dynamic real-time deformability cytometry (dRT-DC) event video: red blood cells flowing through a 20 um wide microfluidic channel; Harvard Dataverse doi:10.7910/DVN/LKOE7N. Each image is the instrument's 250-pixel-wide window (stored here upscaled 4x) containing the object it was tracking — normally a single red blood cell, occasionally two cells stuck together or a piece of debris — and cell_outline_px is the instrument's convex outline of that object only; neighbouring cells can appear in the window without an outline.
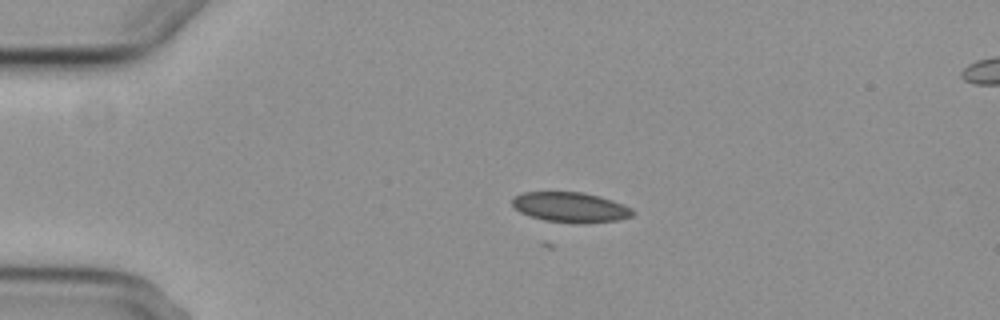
{"species": "common noctule bat (a hibernating species)", "species_latin": "Nyctalus noctula", "temperature_condition": "cold", "stored_images_in_passage": 6, "camera_frame_rate_fps": 3000, "um_per_image_px": 0.085, "animal": {"sex": "female", "body_mass_g": 29.2, "forearm_length_mm": 56.3}, "frame": {"image": 1, "passage_image": 2, "time_ms": 1.333, "image_size_px": [1000, 320], "cell_outline_px": [[636, 212], [632, 216], [620, 220], [580, 224], [544, 220], [520, 212], [512, 204], [512, 196], [524, 192], [584, 192], [600, 196], [612, 200], [632, 208]], "centroid_in_image_um": [48.52, 17.62], "position_along_channel_um": 36.5, "area_um2": 21.27}}
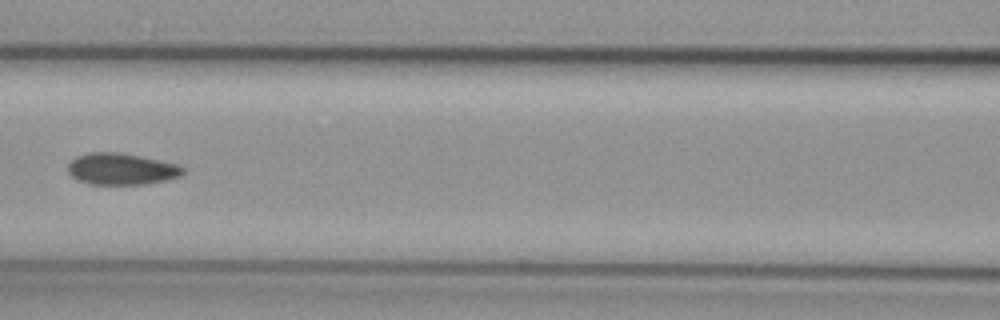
{"frame": {"image": 2, "passage_image": 5, "time_ms": 5.667, "image_size_px": [1000, 320], "cell_outline_px": [[184, 172], [180, 176], [168, 180], [144, 184], [88, 184], [72, 176], [68, 172], [68, 164], [76, 156], [88, 152], [120, 152], [140, 156], [176, 164], [184, 168]], "centroid_in_image_um": [10.31, 14.36], "position_along_channel_um": 156.3, "area_um2": 21.1}}
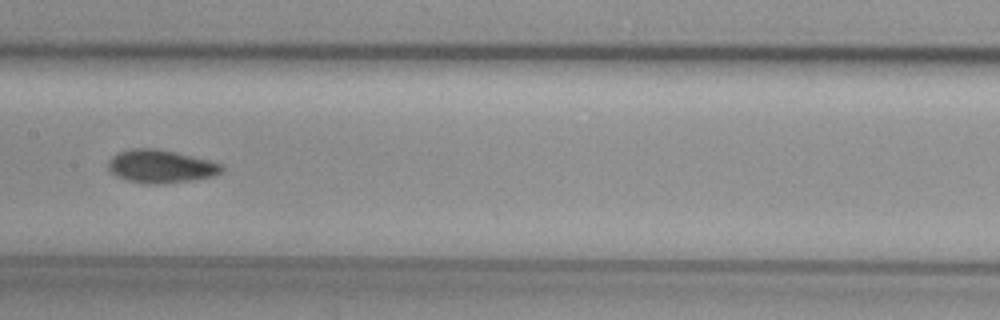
{"frame": {"image": 3, "passage_image": 6, "time_ms": 6.667, "image_size_px": [1000, 320], "cell_outline_px": [[224, 172], [216, 176], [192, 180], [164, 184], [140, 184], [116, 176], [108, 168], [108, 160], [112, 156], [120, 152], [132, 148], [156, 148], [208, 160], [224, 164]], "centroid_in_image_um": [13.69, 14.16], "position_along_channel_um": 193.7, "area_um2": 22.08}}